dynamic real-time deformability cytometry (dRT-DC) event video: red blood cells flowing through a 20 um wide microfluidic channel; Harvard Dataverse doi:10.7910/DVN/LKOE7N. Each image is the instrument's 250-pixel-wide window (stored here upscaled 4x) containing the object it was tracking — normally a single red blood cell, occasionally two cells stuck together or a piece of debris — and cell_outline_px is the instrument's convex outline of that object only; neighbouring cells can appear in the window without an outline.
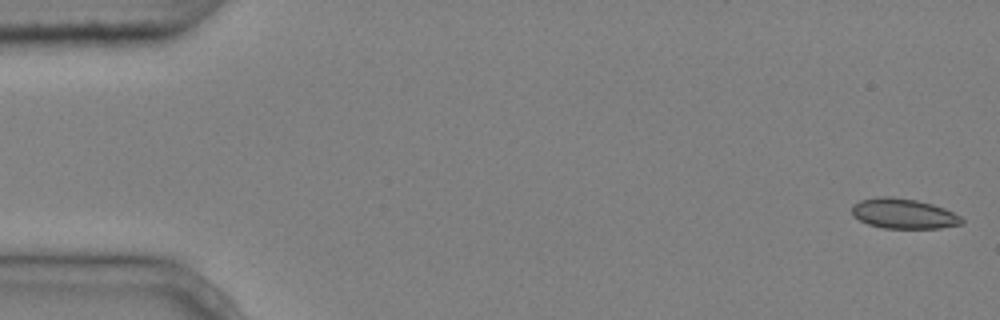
{"species": "common noctule bat (a hibernating species)", "species_latin": "Nyctalus noctula", "temperature_condition": "cold", "stored_images_in_passage": 5, "camera_frame_rate_fps": 3000, "um_per_image_px": 0.085, "animal": {"sex": "male", "body_mass_g": 20.4}, "frame": {"image": 1, "passage_image": 1, "time_ms": 0.0, "image_size_px": [1000, 320], "cell_outline_px": [[964, 224], [940, 228], [884, 228], [868, 224], [852, 216], [852, 204], [860, 200], [880, 196], [892, 196], [916, 200], [932, 204], [944, 208], [960, 216], [964, 220]], "centroid_in_image_um": [76.79, 18.15], "position_along_channel_um": 8.2, "area_um2": 19.36}}
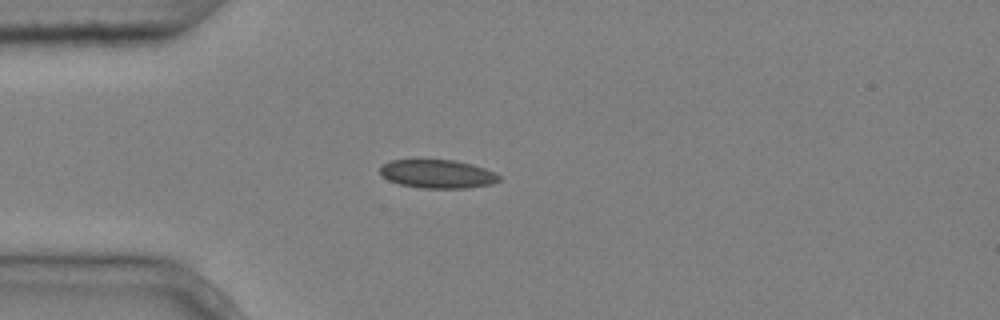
{"frame": {"image": 2, "passage_image": 5, "time_ms": 1.333, "image_size_px": [1000, 320], "cell_outline_px": [[500, 180], [492, 184], [468, 188], [420, 188], [400, 184], [388, 180], [380, 172], [380, 168], [384, 164], [392, 160], [456, 160], [472, 164], [496, 172], [500, 176]], "centroid_in_image_um": [37.23, 14.79], "position_along_channel_um": 47.8, "area_um2": 19.77}}